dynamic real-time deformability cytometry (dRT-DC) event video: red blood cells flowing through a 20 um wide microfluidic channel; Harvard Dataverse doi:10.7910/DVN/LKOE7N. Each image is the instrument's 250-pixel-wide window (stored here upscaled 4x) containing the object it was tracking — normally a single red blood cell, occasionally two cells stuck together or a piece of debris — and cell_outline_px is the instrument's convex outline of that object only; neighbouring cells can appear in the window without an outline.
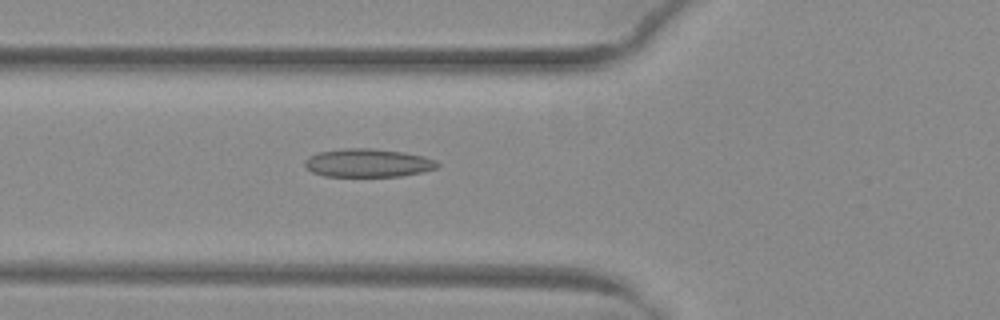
{"species": "common noctule bat (a hibernating species)", "species_latin": "Nyctalus noctula", "temperature_condition": "warm", "stored_images_in_passage": 52, "camera_frame_rate_fps": 3000, "um_per_image_px": 0.085, "animal": {"sex": "female", "body_mass_g": 29.2, "forearm_length_mm": 56.3}, "frame": {"image": 1, "passage_image": 20, "time_ms": 6.333, "image_size_px": [1000, 320], "cell_outline_px": [[440, 164], [436, 168], [420, 172], [400, 176], [324, 176], [312, 172], [304, 164], [304, 160], [308, 156], [320, 152], [344, 148], [372, 148], [404, 152], [424, 156], [436, 160]], "centroid_in_image_um": [31.27, 13.84], "position_along_channel_um": 94.5, "area_um2": 21.85}}
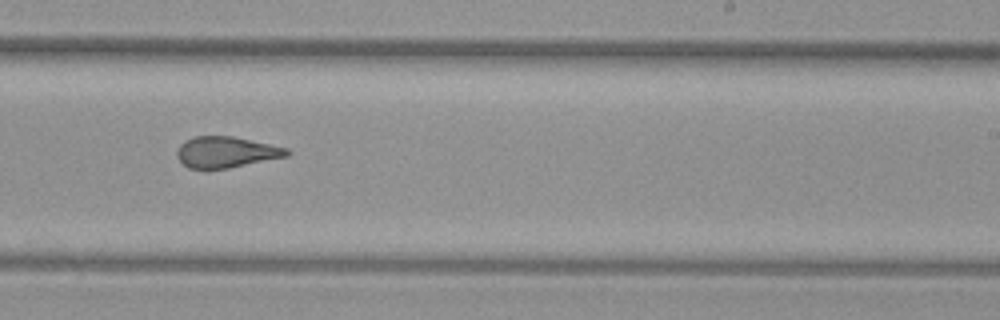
{"frame": {"image": 2, "passage_image": 33, "time_ms": 10.667, "image_size_px": [1000, 320], "cell_outline_px": [[292, 152], [288, 156], [228, 168], [188, 168], [176, 156], [176, 152], [180, 144], [184, 140], [196, 136], [232, 136], [288, 148]], "centroid_in_image_um": [19.22, 12.92], "position_along_channel_um": 269.8, "area_um2": 19.77}}
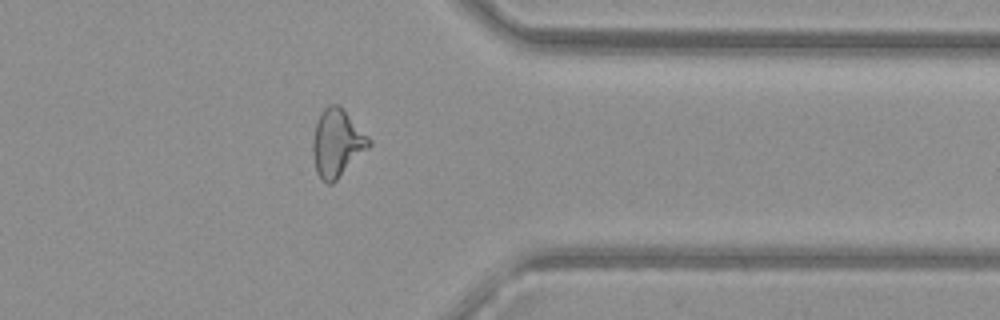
{"frame": {"image": 3, "passage_image": 42, "time_ms": 13.667, "image_size_px": [1000, 320], "cell_outline_px": [[372, 144], [332, 184], [328, 184], [320, 180], [316, 172], [312, 152], [312, 140], [316, 124], [320, 112], [328, 104], [340, 104], [372, 140]], "centroid_in_image_um": [28.64, 12.14], "position_along_channel_um": 382.8, "area_um2": 22.31}, "authors_computed_cell_mechanics": {"area_um2": 21.8484, "velocity_mm_per_s": 4.0387, "shape_relaxation_time_tau1_ms": null, "shape_relaxation_time_tau2_ms": 1.4248, "deformation_change_tau1": null, "deformation_change_tau2": 0.0897}}